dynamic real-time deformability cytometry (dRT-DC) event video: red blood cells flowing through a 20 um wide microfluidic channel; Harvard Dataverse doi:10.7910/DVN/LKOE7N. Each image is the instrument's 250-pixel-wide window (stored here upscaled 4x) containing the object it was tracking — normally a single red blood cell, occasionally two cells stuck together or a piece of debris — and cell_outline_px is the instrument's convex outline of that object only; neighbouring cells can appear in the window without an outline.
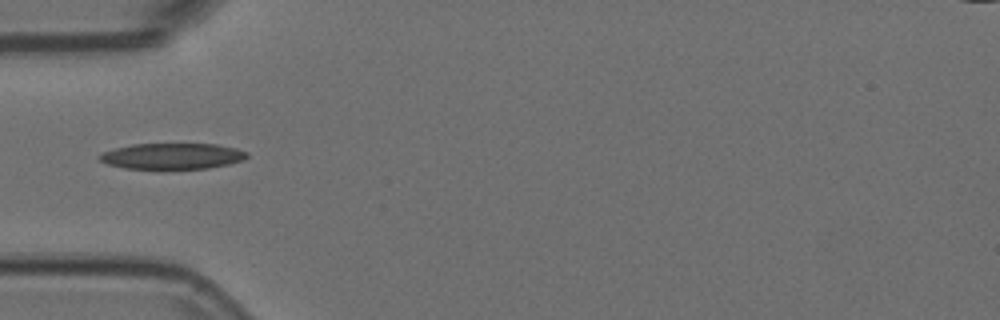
{"species": "Egyptian fruit bat (a non-hibernating species)", "species_latin": "Rousettus aegyptiacus", "temperature_condition": "room temperature", "stored_images_in_passage": 24, "camera_frame_rate_fps": 3000, "um_per_image_px": 0.085, "animal": {"sex": "female"}, "frame": {"image": 1, "passage_image": 1, "time_ms": 0.0, "image_size_px": [1000, 320], "cell_outline_px": [[248, 156], [244, 160], [228, 164], [208, 168], [160, 172], [124, 168], [108, 164], [100, 160], [96, 156], [104, 152], [116, 148], [132, 144], [216, 144], [236, 148], [248, 152]], "centroid_in_image_um": [14.62, 13.32], "position_along_channel_um": 70.4, "area_um2": 23.29}}
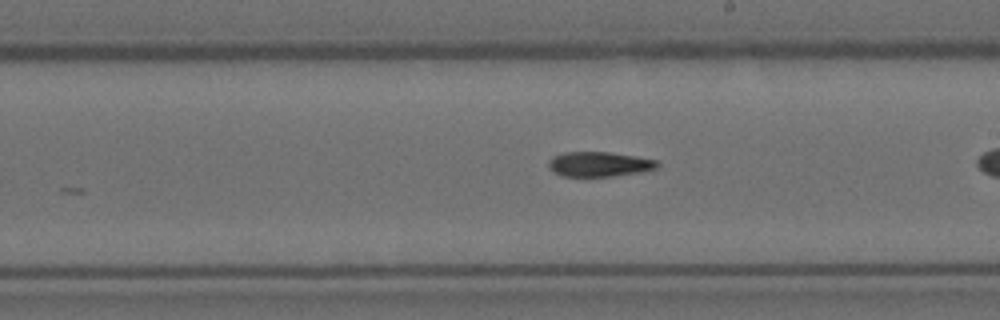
{"frame": {"image": 2, "passage_image": 9, "time_ms": 2.667, "image_size_px": [1000, 320], "cell_outline_px": [[660, 164], [656, 168], [644, 172], [612, 176], [560, 176], [548, 164], [548, 160], [552, 156], [564, 152], [608, 152], [656, 160]], "centroid_in_image_um": [50.94, 13.95], "position_along_channel_um": 238.1, "area_um2": 15.61}}
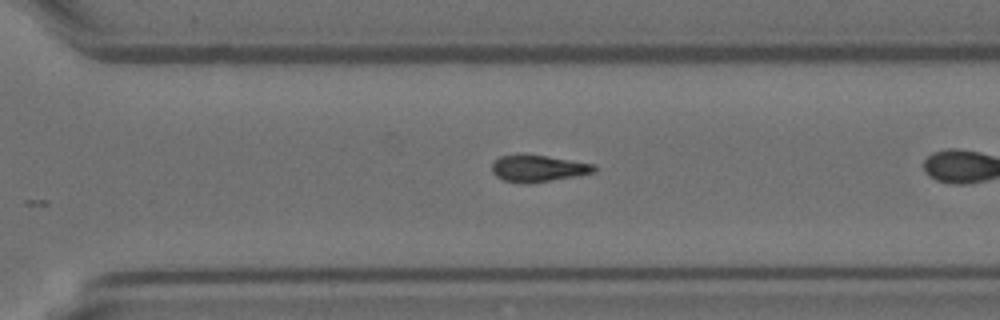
{"frame": {"image": 3, "passage_image": 16, "time_ms": 5.0, "image_size_px": [1000, 320], "cell_outline_px": [[596, 172], [528, 184], [524, 184], [504, 180], [496, 176], [492, 172], [492, 164], [500, 156], [548, 156], [596, 164]], "centroid_in_image_um": [45.77, 14.33], "position_along_channel_um": 324.8, "area_um2": 15.55}}